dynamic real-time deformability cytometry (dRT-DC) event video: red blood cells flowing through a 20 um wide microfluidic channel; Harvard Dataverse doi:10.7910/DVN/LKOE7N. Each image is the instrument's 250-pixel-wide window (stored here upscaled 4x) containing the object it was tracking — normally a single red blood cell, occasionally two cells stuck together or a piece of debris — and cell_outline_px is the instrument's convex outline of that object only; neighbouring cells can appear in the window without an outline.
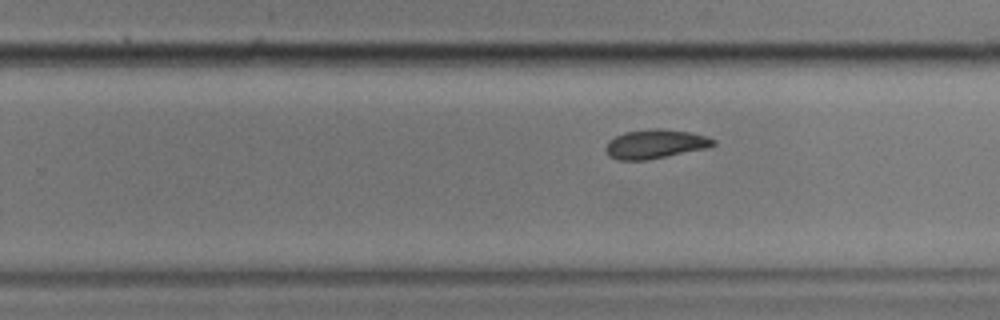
{"species": "common noctule bat (a hibernating species)", "species_latin": "Nyctalus noctula", "temperature_condition": "cold", "stored_images_in_passage": 9, "segment_of_instrument_passage": [2, 2], "camera_frame_rate_fps": 3000, "um_per_image_px": 0.085, "animal": {"sex": "male", "body_mass_g": 17.9}, "frame": {"image": 1, "passage_image": 9, "time_ms": 2.667, "image_size_px": [1000, 320], "cell_outline_px": [[716, 144], [708, 148], [644, 160], [616, 160], [608, 156], [604, 148], [608, 140], [624, 132], [656, 128], [660, 128], [692, 132], [716, 140]], "centroid_in_image_um": [55.67, 12.24], "position_along_channel_um": 274.1, "area_um2": 18.26}}